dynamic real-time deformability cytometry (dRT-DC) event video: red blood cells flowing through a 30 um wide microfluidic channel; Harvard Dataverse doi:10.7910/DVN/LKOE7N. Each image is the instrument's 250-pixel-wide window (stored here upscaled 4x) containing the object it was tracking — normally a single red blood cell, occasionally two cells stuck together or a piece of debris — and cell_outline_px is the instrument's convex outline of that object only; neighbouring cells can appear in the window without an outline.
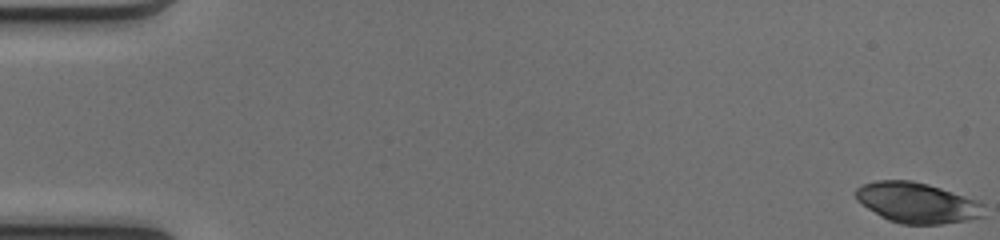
{"species": "common noctule bat (a hibernating species)", "species_latin": "Nyctalus noctula", "temperature_condition": "cold", "stored_images_in_passage": 51, "camera_frame_rate_fps": 3000, "um_per_image_px": 0.085, "animal": {"sex": "female", "body_mass_g": 17.0, "forearm_length_mm": 48.0}, "frame": {"image": 1, "passage_image": 1, "time_ms": 0.0, "image_size_px": [1000, 240], "cell_outline_px": [[984, 216], [968, 220], [940, 224], [900, 224], [888, 220], [880, 216], [856, 200], [856, 188], [864, 184], [876, 180], [912, 180], [928, 184], [976, 200], [984, 204]], "centroid_in_image_um": [77.95, 17.24], "position_along_channel_um": 7.1, "area_um2": 30.11}}
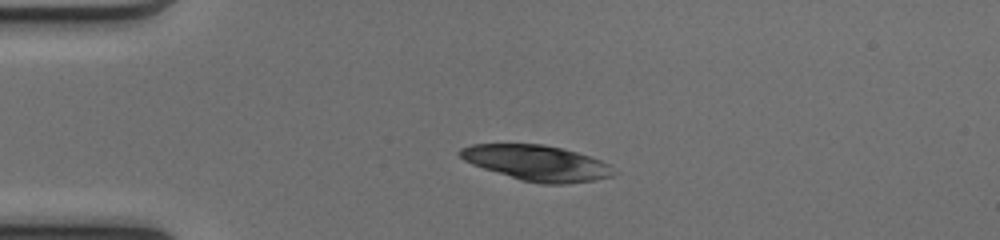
{"frame": {"image": 2, "passage_image": 13, "time_ms": 4.0, "image_size_px": [1000, 240], "cell_outline_px": [[616, 172], [612, 176], [592, 180], [568, 184], [540, 184], [520, 180], [472, 164], [464, 160], [456, 152], [460, 148], [472, 144], [544, 144], [564, 148], [600, 160], [608, 164]], "centroid_in_image_um": [45.61, 13.85], "position_along_channel_um": 39.4, "area_um2": 31.73}}